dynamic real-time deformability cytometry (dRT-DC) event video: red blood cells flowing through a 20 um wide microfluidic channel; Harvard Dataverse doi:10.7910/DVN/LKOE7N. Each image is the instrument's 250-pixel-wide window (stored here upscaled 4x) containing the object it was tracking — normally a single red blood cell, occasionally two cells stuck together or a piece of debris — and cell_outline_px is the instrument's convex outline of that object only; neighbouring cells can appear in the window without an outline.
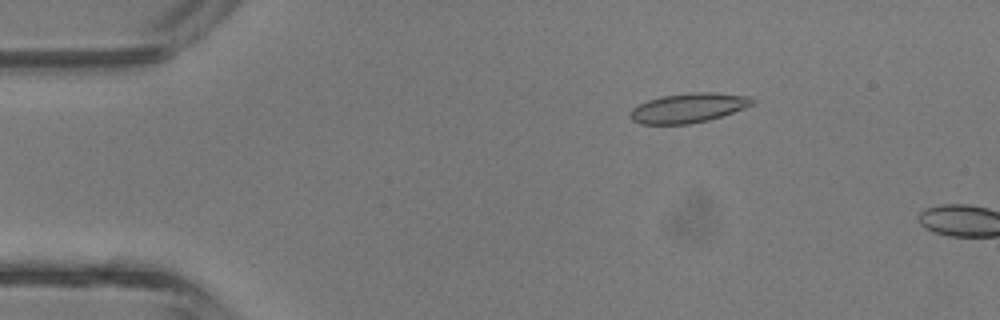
{"species": "common noctule bat (a hibernating species)", "species_latin": "Nyctalus noctula", "temperature_condition": "room temperature", "stored_images_in_passage": 3, "camera_frame_rate_fps": 3000, "um_per_image_px": 0.085, "animal": {"sex": "male", "body_mass_g": 13.3}, "frame": {"image": 1, "passage_image": 1, "time_ms": 0.0, "image_size_px": [1000, 320], "cell_outline_px": [[756, 100], [752, 104], [744, 108], [708, 120], [688, 124], [640, 124], [632, 120], [632, 108], [648, 100], [664, 96], [688, 92], [716, 92], [752, 96]], "centroid_in_image_um": [58.56, 9.16], "position_along_channel_um": 26.4, "area_um2": 20.87}}